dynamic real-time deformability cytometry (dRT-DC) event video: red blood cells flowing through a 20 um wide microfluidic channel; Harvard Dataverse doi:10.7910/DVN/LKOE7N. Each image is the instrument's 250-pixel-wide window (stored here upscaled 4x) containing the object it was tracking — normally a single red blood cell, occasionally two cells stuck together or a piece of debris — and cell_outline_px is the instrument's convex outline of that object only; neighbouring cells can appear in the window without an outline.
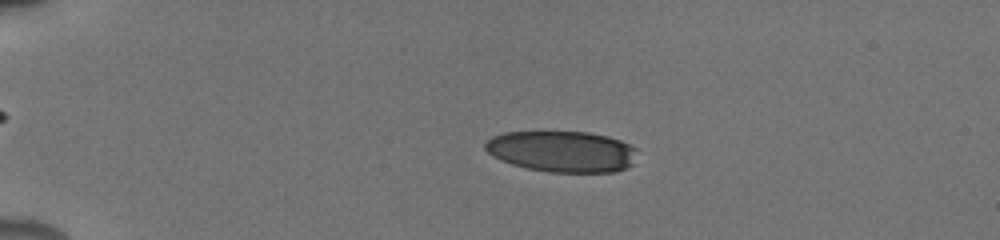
{"species": "human", "species_latin": "Homo sapiens", "temperature_condition": "cold", "stored_images_in_passage": 34, "camera_frame_rate_fps": 3000, "um_per_image_px": 0.085, "donor": {"sex": "male"}, "frame": {"image": 1, "passage_image": 7, "time_ms": 3.333, "image_size_px": [1000, 240], "cell_outline_px": [[636, 148], [632, 164], [628, 168], [616, 172], [552, 172], [528, 168], [512, 164], [500, 160], [492, 156], [484, 148], [484, 140], [492, 136], [504, 132], [588, 132], [608, 136], [620, 140]], "centroid_in_image_um": [47.74, 12.87], "position_along_channel_um": 37.3, "area_um2": 36.53}}
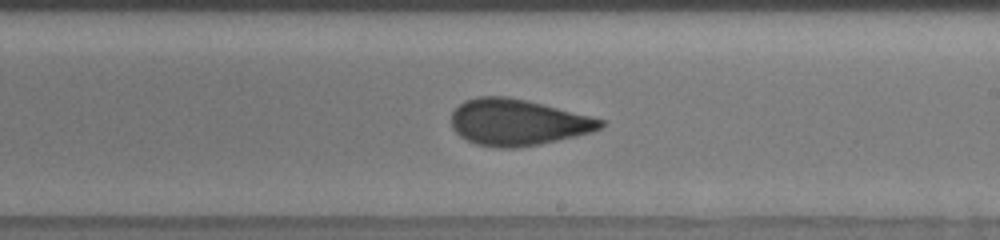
{"frame": {"image": 2, "passage_image": 22, "time_ms": 10.333, "image_size_px": [1000, 240], "cell_outline_px": [[608, 120], [600, 128], [592, 132], [576, 136], [540, 144], [520, 148], [496, 148], [476, 144], [460, 136], [452, 128], [452, 112], [464, 100], [476, 96], [508, 96], [528, 100]], "centroid_in_image_um": [44.02, 10.39], "position_along_channel_um": 245.0, "area_um2": 40.63}}
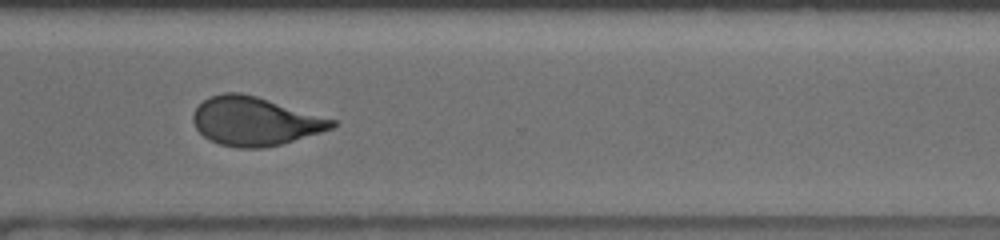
{"frame": {"image": 3, "passage_image": 27, "time_ms": 13.0, "image_size_px": [1000, 240], "cell_outline_px": [[336, 124], [332, 128], [320, 132], [280, 144], [260, 148], [236, 148], [220, 144], [208, 140], [196, 128], [192, 120], [192, 112], [208, 96], [224, 92], [240, 92], [256, 96], [336, 120]], "centroid_in_image_um": [21.61, 10.3], "position_along_channel_um": 349.0, "area_um2": 39.13}, "authors_computed_cell_mechanics": {"area_um2": 39.2751, "velocity_mm_per_s": 3.8942, "shape_relaxation_time_tau1_ms": 7.8461, "shape_relaxation_time_tau2_ms": 1.1365, "deformation_change_tau1": 0.2111, "deformation_change_tau2": 0.0773}}